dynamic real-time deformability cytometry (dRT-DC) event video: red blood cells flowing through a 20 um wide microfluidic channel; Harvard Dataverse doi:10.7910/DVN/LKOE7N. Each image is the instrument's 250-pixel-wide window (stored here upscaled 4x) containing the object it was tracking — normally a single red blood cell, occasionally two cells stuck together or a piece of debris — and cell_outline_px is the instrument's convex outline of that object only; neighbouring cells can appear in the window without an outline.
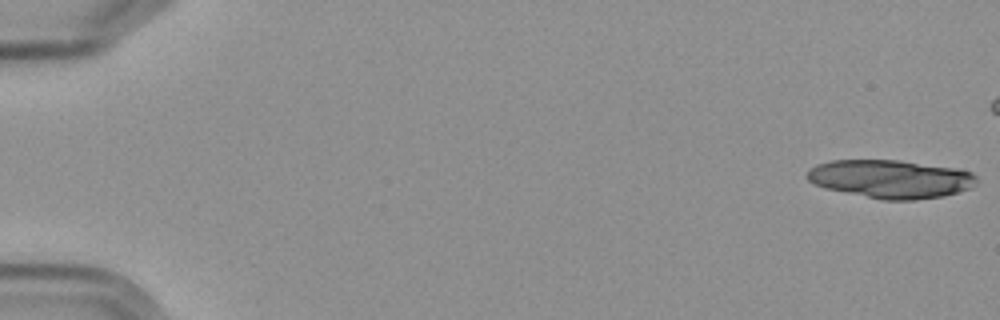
{"species": "Egyptian fruit bat (a non-hibernating species)", "species_latin": "Rousettus aegyptiacus", "temperature_condition": "cold", "stored_images_in_passage": 7, "camera_frame_rate_fps": 3000, "um_per_image_px": 0.085, "frame": {"image": 1, "passage_image": 1, "time_ms": 0.0, "image_size_px": [1000, 320], "cell_outline_px": [[976, 180], [968, 188], [944, 196], [916, 200], [884, 200], [824, 188], [808, 180], [808, 168], [816, 164], [832, 160], [896, 160], [964, 168], [972, 172], [976, 176]], "centroid_in_image_um": [75.72, 15.2], "position_along_channel_um": 9.3, "area_um2": 37.86}}
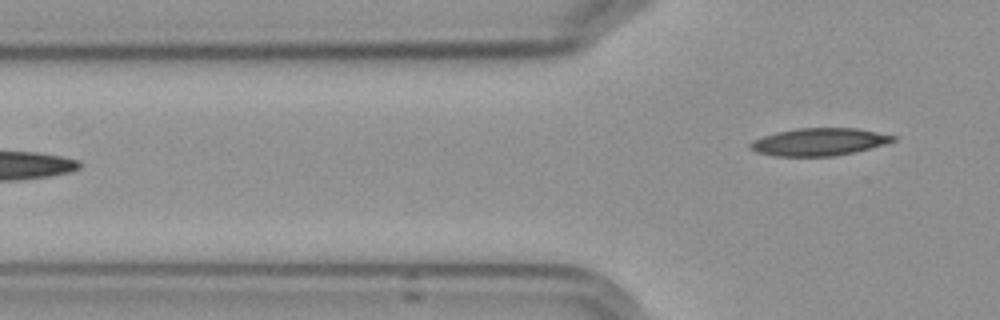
{"frame": {"image": 2, "passage_image": 7, "time_ms": 8.0, "image_size_px": [1000, 320], "cell_outline_px": [[896, 140], [884, 144], [856, 152], [836, 156], [776, 156], [756, 152], [748, 148], [748, 144], [752, 140], [776, 132], [796, 128], [856, 128], [896, 136]], "centroid_in_image_um": [69.58, 12.06], "position_along_channel_um": 56.2, "area_um2": 22.95}}